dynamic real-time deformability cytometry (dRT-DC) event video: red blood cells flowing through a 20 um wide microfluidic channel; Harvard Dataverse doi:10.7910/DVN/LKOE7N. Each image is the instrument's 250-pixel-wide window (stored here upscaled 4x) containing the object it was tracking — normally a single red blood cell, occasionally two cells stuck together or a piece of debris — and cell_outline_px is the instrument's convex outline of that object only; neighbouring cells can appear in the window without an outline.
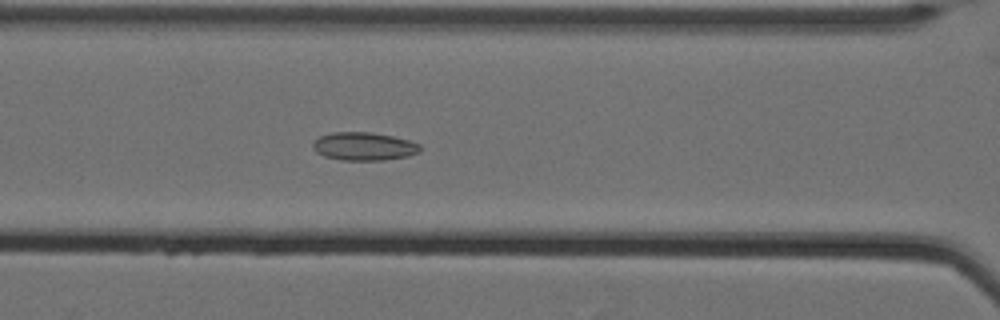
{"species": "Egyptian fruit bat (a non-hibernating species)", "species_latin": "Rousettus aegyptiacus", "temperature_condition": "cold", "stored_images_in_passage": 51, "camera_frame_rate_fps": 3000, "um_per_image_px": 0.085, "animal": {"sex": "female"}, "frame": {"image": 1, "passage_image": 20, "time_ms": 6.333, "image_size_px": [1000, 320], "cell_outline_px": [[420, 152], [408, 156], [384, 160], [340, 160], [324, 156], [316, 152], [312, 148], [312, 144], [320, 136], [332, 132], [372, 132], [392, 136], [408, 140], [420, 144]], "centroid_in_image_um": [30.92, 12.44], "position_along_channel_um": 135.7, "area_um2": 17.63}}
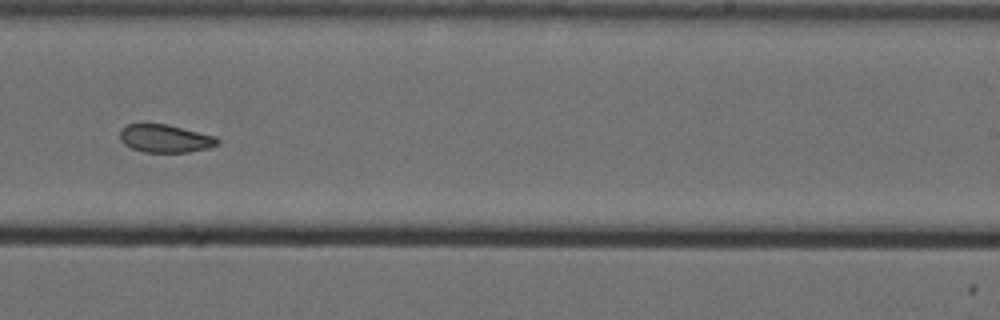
{"frame": {"image": 2, "passage_image": 32, "time_ms": 10.333, "image_size_px": [1000, 320], "cell_outline_px": [[220, 140], [216, 144], [208, 148], [188, 152], [144, 152], [132, 148], [124, 144], [120, 140], [120, 128], [128, 124], [168, 124], [216, 136]], "centroid_in_image_um": [14.02, 11.76], "position_along_channel_um": 275.0, "area_um2": 15.9}}
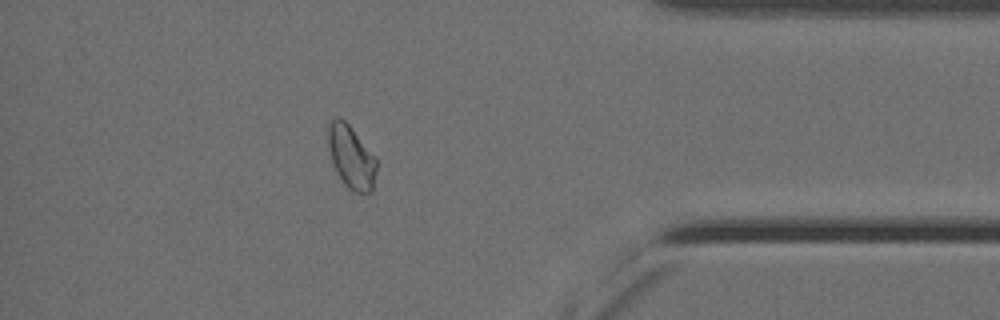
{"frame": {"image": 3, "passage_image": 45, "time_ms": 14.667, "image_size_px": [1000, 320], "cell_outline_px": [[376, 168], [372, 192], [352, 192], [344, 184], [336, 172], [332, 164], [328, 148], [328, 124], [336, 116], [340, 116], [348, 124], [376, 156]], "centroid_in_image_um": [29.83, 13.34], "position_along_channel_um": 405.4, "area_um2": 17.92}, "authors_computed_cell_mechanics": {"area_um2": 17.7446, "velocity_mm_per_s": 3.4898, "shape_relaxation_time_tau1_ms": null, "shape_relaxation_time_tau2_ms": 3.1855, "deformation_change_tau1": null, "deformation_change_tau2": 0.0822}}